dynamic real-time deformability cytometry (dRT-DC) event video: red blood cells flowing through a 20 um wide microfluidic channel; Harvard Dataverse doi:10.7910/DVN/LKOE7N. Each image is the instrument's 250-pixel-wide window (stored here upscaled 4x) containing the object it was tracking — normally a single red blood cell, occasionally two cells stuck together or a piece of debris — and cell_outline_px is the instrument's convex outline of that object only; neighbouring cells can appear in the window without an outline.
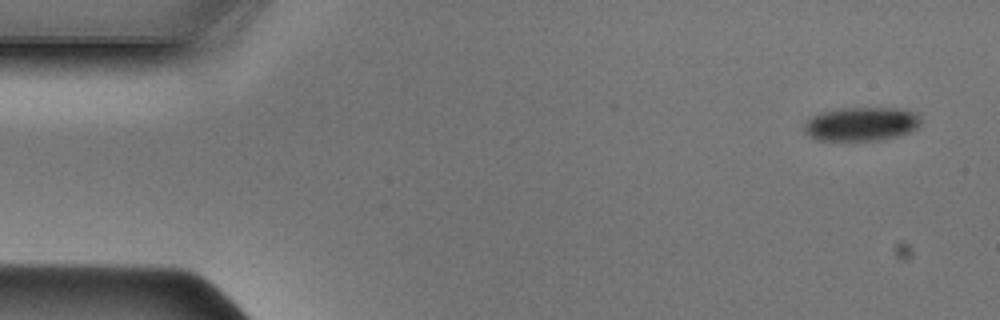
{"species": "Egyptian fruit bat (a non-hibernating species)", "species_latin": "Rousettus aegyptiacus", "temperature_condition": "cold", "stored_images_in_passage": 46, "camera_frame_rate_fps": 3000, "um_per_image_px": 0.085, "animal": {"sex": "male"}, "frame": {"image": 1, "passage_image": 1, "time_ms": 0.0, "image_size_px": [1000, 320], "cell_outline_px": [[920, 124], [916, 128], [900, 136], [880, 140], [816, 140], [808, 136], [804, 132], [804, 124], [812, 116], [820, 112], [840, 108], [900, 108], [912, 112], [920, 116]], "centroid_in_image_um": [73.19, 10.54], "position_along_channel_um": 11.8, "area_um2": 23.06}}
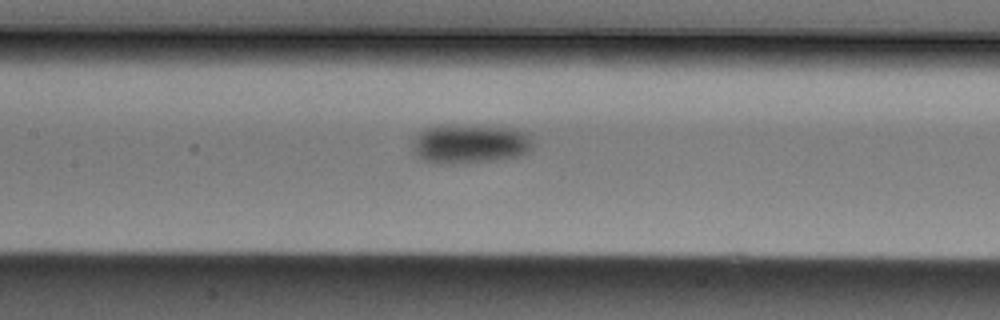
{"frame": {"image": 2, "passage_image": 20, "time_ms": 6.333, "image_size_px": [1000, 320], "cell_outline_px": [[532, 148], [528, 152], [516, 156], [496, 160], [452, 164], [440, 164], [424, 160], [416, 156], [412, 148], [412, 140], [424, 128], [444, 124], [480, 124], [516, 128], [528, 132], [532, 140]], "centroid_in_image_um": [39.94, 12.18], "position_along_channel_um": 167.5, "area_um2": 28.44}}
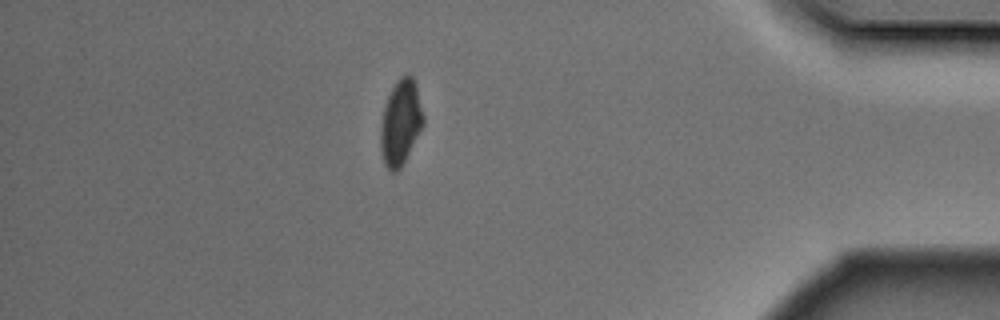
{"frame": {"image": 3, "passage_image": 40, "time_ms": 13.0, "image_size_px": [1000, 320], "cell_outline_px": [[424, 124], [400, 168], [396, 172], [392, 172], [384, 164], [380, 148], [380, 124], [384, 108], [388, 96], [396, 80], [400, 76], [412, 76], [416, 88], [424, 116]], "centroid_in_image_um": [34.03, 10.43], "position_along_channel_um": 401.2, "area_um2": 20.92}}